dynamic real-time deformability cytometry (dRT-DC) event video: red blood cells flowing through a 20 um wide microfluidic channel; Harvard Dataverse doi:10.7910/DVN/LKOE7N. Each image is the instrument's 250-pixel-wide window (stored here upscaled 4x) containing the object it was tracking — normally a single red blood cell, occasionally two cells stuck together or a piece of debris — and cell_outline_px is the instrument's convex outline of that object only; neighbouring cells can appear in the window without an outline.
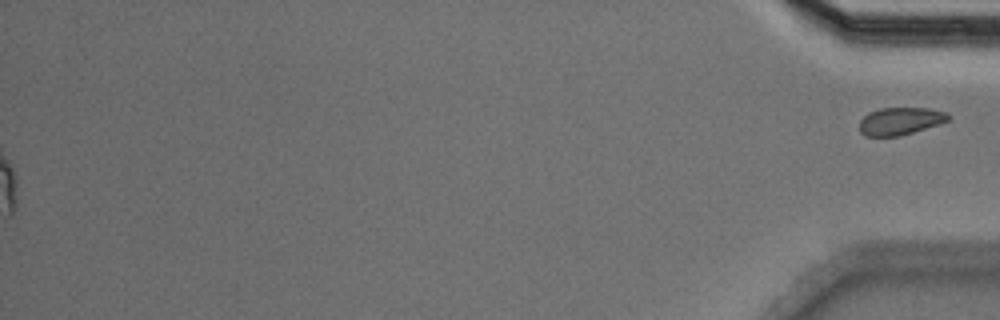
{"species": "Egyptian fruit bat (a non-hibernating species)", "species_latin": "Rousettus aegyptiacus", "temperature_condition": "cold", "stored_images_in_passage": 48, "segment_of_instrument_passage": [2, 2], "camera_frame_rate_fps": 3000, "um_per_image_px": 0.085, "animal": {"sex": "male"}, "frame": {"image": 1, "passage_image": 48, "time_ms": 15.667, "image_size_px": [1000, 320], "cell_outline_px": [[948, 120], [940, 124], [900, 136], [864, 136], [860, 132], [860, 120], [868, 112], [880, 108], [928, 108], [944, 112], [948, 116]], "centroid_in_image_um": [76.48, 10.3], "position_along_channel_um": 358.7, "area_um2": 14.16}}